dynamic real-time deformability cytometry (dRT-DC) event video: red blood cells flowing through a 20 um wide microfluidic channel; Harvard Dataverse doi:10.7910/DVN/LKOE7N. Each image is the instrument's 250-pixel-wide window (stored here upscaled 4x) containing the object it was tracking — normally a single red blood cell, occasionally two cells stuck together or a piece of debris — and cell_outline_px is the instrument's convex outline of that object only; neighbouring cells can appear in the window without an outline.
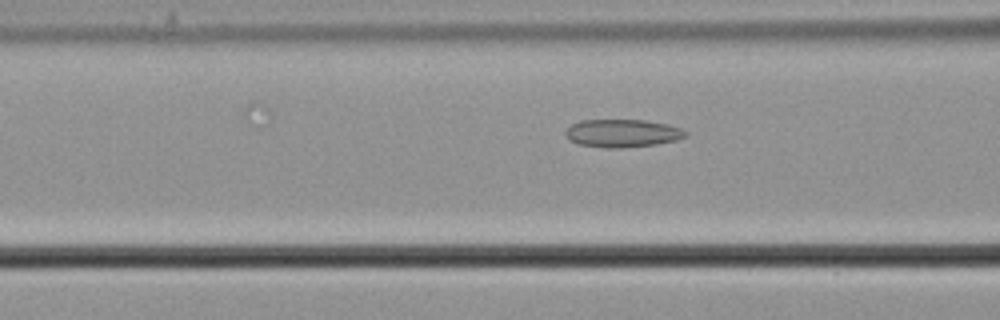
{"species": "common noctule bat (a hibernating species)", "species_latin": "Nyctalus noctula", "temperature_condition": "cold", "stored_images_in_passage": 29, "camera_frame_rate_fps": 3000, "um_per_image_px": 0.085, "animal": {"sex": "male", "body_mass_g": 21.5, "forearm_length_mm": 52.0}, "frame": {"image": 1, "passage_image": 5, "time_ms": 1.333, "image_size_px": [1000, 320], "cell_outline_px": [[688, 136], [676, 140], [656, 144], [624, 148], [608, 148], [580, 144], [564, 136], [564, 132], [572, 124], [580, 120], [644, 120], [668, 124], [680, 128], [688, 132]], "centroid_in_image_um": [52.93, 11.32], "position_along_channel_um": 113.7, "area_um2": 19.54}}
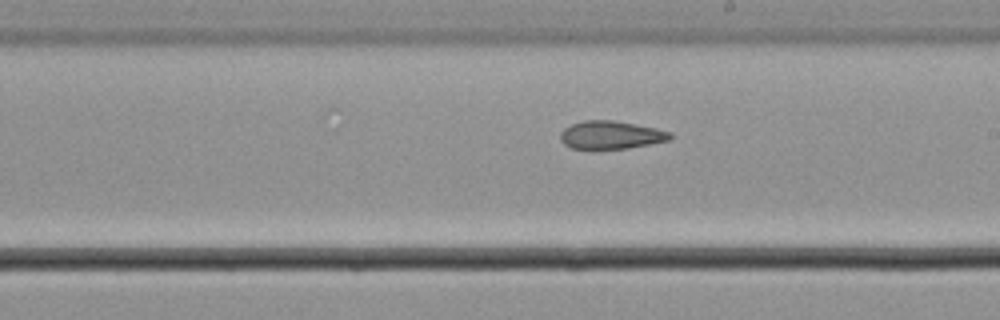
{"frame": {"image": 2, "passage_image": 15, "time_ms": 4.667, "image_size_px": [1000, 320], "cell_outline_px": [[672, 140], [628, 148], [592, 152], [572, 148], [564, 144], [560, 140], [560, 132], [564, 128], [572, 124], [584, 120], [612, 120], [636, 124], [656, 128], [672, 132]], "centroid_in_image_um": [51.9, 11.51], "position_along_channel_um": 237.1, "area_um2": 18.73}}
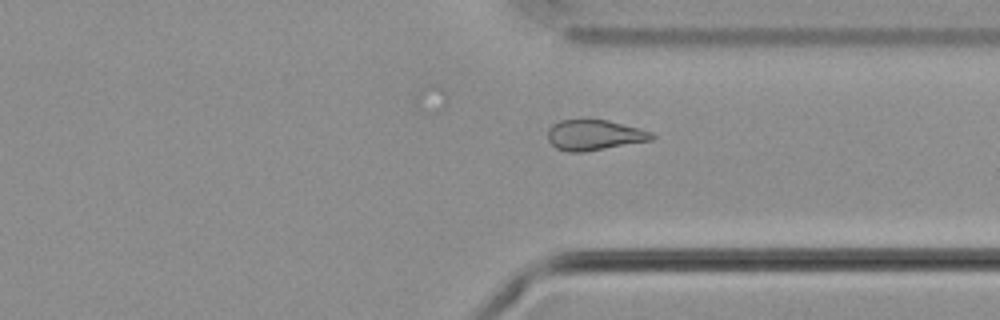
{"frame": {"image": 3, "passage_image": 25, "time_ms": 8.0, "image_size_px": [1000, 320], "cell_outline_px": [[656, 136], [652, 140], [584, 152], [568, 152], [556, 148], [548, 140], [548, 128], [552, 124], [560, 120], [580, 116], [608, 120], [640, 128], [652, 132]], "centroid_in_image_um": [50.48, 11.43], "position_along_channel_um": 360.9, "area_um2": 19.19}}